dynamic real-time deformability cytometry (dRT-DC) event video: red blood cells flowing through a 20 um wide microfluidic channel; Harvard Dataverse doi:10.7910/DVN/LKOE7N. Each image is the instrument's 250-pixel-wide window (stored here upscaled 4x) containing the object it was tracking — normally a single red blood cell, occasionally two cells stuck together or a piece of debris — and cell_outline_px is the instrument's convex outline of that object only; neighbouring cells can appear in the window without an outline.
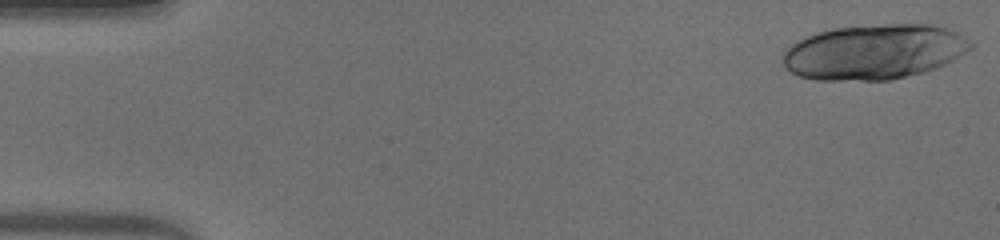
{"species": "human", "species_latin": "Homo sapiens", "temperature_condition": "warm", "stored_images_in_passage": 31, "camera_frame_rate_fps": 3000, "um_per_image_px": 0.085, "donor": {"sex": "male"}, "frame": {"image": 1, "passage_image": 1, "time_ms": 0.0, "image_size_px": [1000, 240], "cell_outline_px": [[976, 44], [972, 48], [952, 60], [936, 68], [892, 80], [816, 80], [800, 76], [784, 68], [784, 52], [796, 40], [816, 32], [832, 28], [884, 24], [932, 24], [948, 28], [956, 32]], "centroid_in_image_um": [74.3, 4.4], "position_along_channel_um": 10.7, "area_um2": 60.34}}
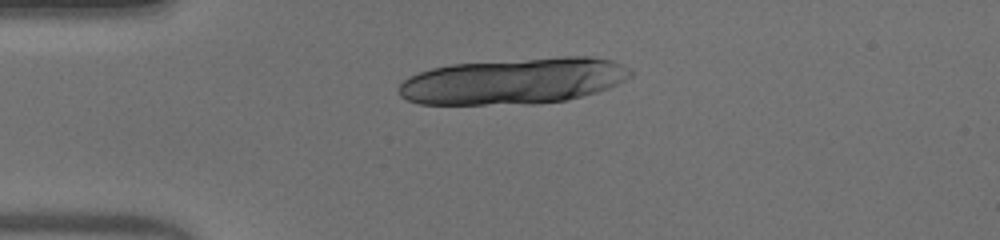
{"frame": {"image": 2, "passage_image": 12, "time_ms": 3.667, "image_size_px": [1000, 240], "cell_outline_px": [[636, 72], [632, 76], [608, 88], [596, 92], [564, 100], [536, 104], [420, 104], [408, 100], [400, 96], [396, 92], [396, 88], [408, 76], [432, 68], [452, 64], [564, 56], [592, 56], [612, 60]], "centroid_in_image_um": [43.65, 6.89], "position_along_channel_um": 41.3, "area_um2": 62.54}}
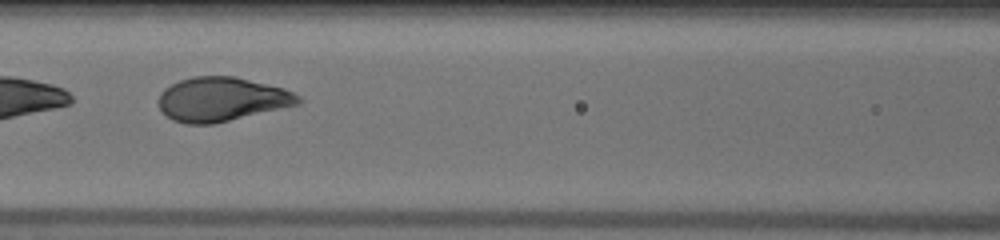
{"frame": {"image": 3, "passage_image": 23, "time_ms": 7.333, "image_size_px": [1000, 240], "cell_outline_px": [[304, 100], [300, 104], [212, 124], [184, 124], [172, 120], [160, 108], [156, 100], [160, 92], [164, 88], [180, 80], [192, 76], [236, 76], [284, 88], [300, 96]], "centroid_in_image_um": [18.83, 8.43], "position_along_channel_um": 147.8, "area_um2": 36.07}}